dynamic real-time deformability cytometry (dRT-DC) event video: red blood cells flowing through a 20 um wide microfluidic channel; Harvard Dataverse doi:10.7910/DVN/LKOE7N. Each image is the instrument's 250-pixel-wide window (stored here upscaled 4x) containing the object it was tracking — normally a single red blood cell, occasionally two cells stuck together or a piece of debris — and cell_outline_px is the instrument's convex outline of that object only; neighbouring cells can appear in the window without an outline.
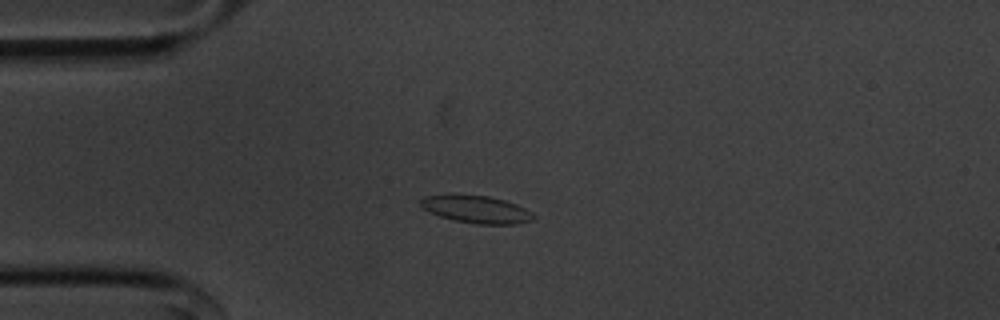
{"species": "common noctule bat (a hibernating species)", "species_latin": "Nyctalus noctula", "temperature_condition": "cold", "stored_images_in_passage": 42, "camera_frame_rate_fps": 3000, "um_per_image_px": 0.085, "animal": {"sex": "male", "body_mass_g": 20.1, "forearm_length_mm": 53.5}, "frame": {"image": 1, "passage_image": 1, "time_ms": 0.0, "image_size_px": [1000, 320], "cell_outline_px": [[536, 220], [516, 224], [476, 224], [456, 220], [440, 216], [424, 208], [420, 204], [420, 200], [424, 196], [488, 196], [504, 200], [516, 204], [532, 212], [536, 216]], "centroid_in_image_um": [40.59, 17.82], "position_along_channel_um": 44.4, "area_um2": 17.57}}
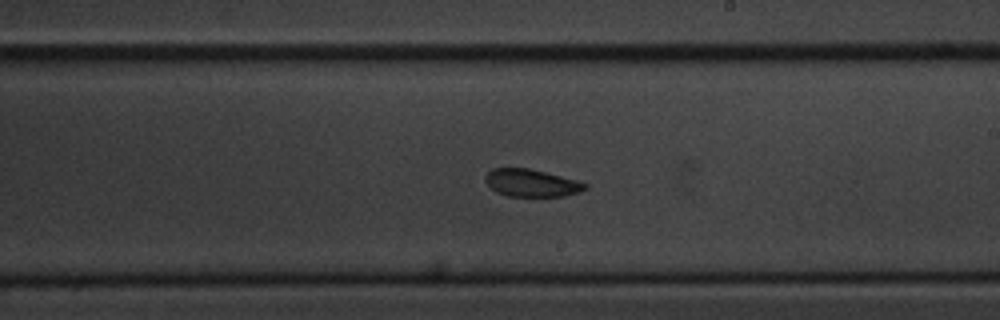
{"frame": {"image": 2, "passage_image": 19, "time_ms": 6.0, "image_size_px": [1000, 320], "cell_outline_px": [[588, 188], [580, 192], [564, 196], [508, 196], [496, 192], [484, 180], [484, 176], [492, 168], [528, 168], [560, 176], [588, 184]], "centroid_in_image_um": [45.15, 15.55], "position_along_channel_um": 243.8, "area_um2": 15.84}}
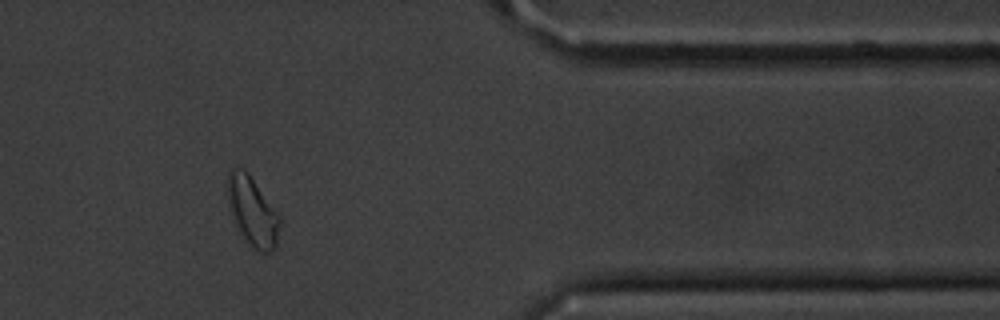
{"frame": {"image": 3, "passage_image": 33, "time_ms": 10.667, "image_size_px": [1000, 320], "cell_outline_px": [[280, 224], [276, 248], [268, 252], [252, 252], [236, 228], [228, 204], [228, 172], [232, 168], [244, 168], [248, 172], [280, 216]], "centroid_in_image_um": [21.45, 18.03], "position_along_channel_um": 389.9, "area_um2": 21.39}, "authors_computed_cell_mechanics": {"area_um2": 17.3689, "velocity_mm_per_s": 3.6012, "shape_relaxation_time_tau1_ms": 2.3795, "shape_relaxation_time_tau2_ms": 3.3201, "deformation_change_tau1": 0.0724, "deformation_change_tau2": 0.0741}}